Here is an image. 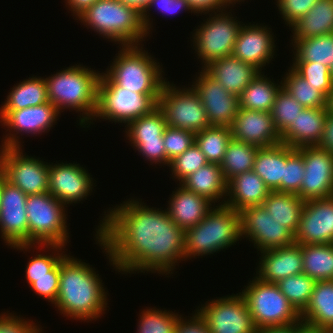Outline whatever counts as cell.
<instances>
[{
  "mask_svg": "<svg viewBox=\"0 0 333 333\" xmlns=\"http://www.w3.org/2000/svg\"><path fill=\"white\" fill-rule=\"evenodd\" d=\"M0 149V166L6 181L20 188L27 196L48 192L47 162L26 156L21 147Z\"/></svg>",
  "mask_w": 333,
  "mask_h": 333,
  "instance_id": "12",
  "label": "cell"
},
{
  "mask_svg": "<svg viewBox=\"0 0 333 333\" xmlns=\"http://www.w3.org/2000/svg\"><path fill=\"white\" fill-rule=\"evenodd\" d=\"M92 179L79 163H49L48 192L66 207L87 198L94 188Z\"/></svg>",
  "mask_w": 333,
  "mask_h": 333,
  "instance_id": "19",
  "label": "cell"
},
{
  "mask_svg": "<svg viewBox=\"0 0 333 333\" xmlns=\"http://www.w3.org/2000/svg\"><path fill=\"white\" fill-rule=\"evenodd\" d=\"M294 241L301 245L333 243V196L305 201Z\"/></svg>",
  "mask_w": 333,
  "mask_h": 333,
  "instance_id": "20",
  "label": "cell"
},
{
  "mask_svg": "<svg viewBox=\"0 0 333 333\" xmlns=\"http://www.w3.org/2000/svg\"><path fill=\"white\" fill-rule=\"evenodd\" d=\"M180 185L168 201L166 209L169 217L183 231L196 226L215 206L207 198L202 197Z\"/></svg>",
  "mask_w": 333,
  "mask_h": 333,
  "instance_id": "26",
  "label": "cell"
},
{
  "mask_svg": "<svg viewBox=\"0 0 333 333\" xmlns=\"http://www.w3.org/2000/svg\"><path fill=\"white\" fill-rule=\"evenodd\" d=\"M257 333H295V324L288 326L264 327L258 329Z\"/></svg>",
  "mask_w": 333,
  "mask_h": 333,
  "instance_id": "59",
  "label": "cell"
},
{
  "mask_svg": "<svg viewBox=\"0 0 333 333\" xmlns=\"http://www.w3.org/2000/svg\"><path fill=\"white\" fill-rule=\"evenodd\" d=\"M59 114L61 113L50 101L21 110H0V122L8 128L6 131L9 130L0 147H22L19 141L20 135H16L20 133L21 135L23 133L27 135L45 133L56 123Z\"/></svg>",
  "mask_w": 333,
  "mask_h": 333,
  "instance_id": "15",
  "label": "cell"
},
{
  "mask_svg": "<svg viewBox=\"0 0 333 333\" xmlns=\"http://www.w3.org/2000/svg\"><path fill=\"white\" fill-rule=\"evenodd\" d=\"M295 333H330V331L300 320L295 324Z\"/></svg>",
  "mask_w": 333,
  "mask_h": 333,
  "instance_id": "58",
  "label": "cell"
},
{
  "mask_svg": "<svg viewBox=\"0 0 333 333\" xmlns=\"http://www.w3.org/2000/svg\"><path fill=\"white\" fill-rule=\"evenodd\" d=\"M126 126L128 140H151L163 138L167 123L163 112L156 107L149 114L130 121Z\"/></svg>",
  "mask_w": 333,
  "mask_h": 333,
  "instance_id": "41",
  "label": "cell"
},
{
  "mask_svg": "<svg viewBox=\"0 0 333 333\" xmlns=\"http://www.w3.org/2000/svg\"><path fill=\"white\" fill-rule=\"evenodd\" d=\"M174 333H211L206 321L199 314L196 309V312L190 319H183L182 315L178 319V323L175 327Z\"/></svg>",
  "mask_w": 333,
  "mask_h": 333,
  "instance_id": "54",
  "label": "cell"
},
{
  "mask_svg": "<svg viewBox=\"0 0 333 333\" xmlns=\"http://www.w3.org/2000/svg\"><path fill=\"white\" fill-rule=\"evenodd\" d=\"M276 284L290 304L301 314L309 304L316 281L301 273L284 278Z\"/></svg>",
  "mask_w": 333,
  "mask_h": 333,
  "instance_id": "40",
  "label": "cell"
},
{
  "mask_svg": "<svg viewBox=\"0 0 333 333\" xmlns=\"http://www.w3.org/2000/svg\"><path fill=\"white\" fill-rule=\"evenodd\" d=\"M303 273L317 281L333 280V243L301 245Z\"/></svg>",
  "mask_w": 333,
  "mask_h": 333,
  "instance_id": "35",
  "label": "cell"
},
{
  "mask_svg": "<svg viewBox=\"0 0 333 333\" xmlns=\"http://www.w3.org/2000/svg\"><path fill=\"white\" fill-rule=\"evenodd\" d=\"M108 210L95 236L116 271L167 275L184 260V231L166 209L128 199Z\"/></svg>",
  "mask_w": 333,
  "mask_h": 333,
  "instance_id": "1",
  "label": "cell"
},
{
  "mask_svg": "<svg viewBox=\"0 0 333 333\" xmlns=\"http://www.w3.org/2000/svg\"><path fill=\"white\" fill-rule=\"evenodd\" d=\"M303 155L305 174L297 195L303 201L333 196V154L319 146L297 148Z\"/></svg>",
  "mask_w": 333,
  "mask_h": 333,
  "instance_id": "16",
  "label": "cell"
},
{
  "mask_svg": "<svg viewBox=\"0 0 333 333\" xmlns=\"http://www.w3.org/2000/svg\"><path fill=\"white\" fill-rule=\"evenodd\" d=\"M163 140L169 166L173 159L195 143V133L167 126L163 134Z\"/></svg>",
  "mask_w": 333,
  "mask_h": 333,
  "instance_id": "48",
  "label": "cell"
},
{
  "mask_svg": "<svg viewBox=\"0 0 333 333\" xmlns=\"http://www.w3.org/2000/svg\"><path fill=\"white\" fill-rule=\"evenodd\" d=\"M304 174L302 153L297 148L288 145V159L284 164L283 178H281V192L297 194L300 191Z\"/></svg>",
  "mask_w": 333,
  "mask_h": 333,
  "instance_id": "46",
  "label": "cell"
},
{
  "mask_svg": "<svg viewBox=\"0 0 333 333\" xmlns=\"http://www.w3.org/2000/svg\"><path fill=\"white\" fill-rule=\"evenodd\" d=\"M262 73V74H261ZM260 72L242 91L239 96V108L270 112L276 95L282 88L280 84Z\"/></svg>",
  "mask_w": 333,
  "mask_h": 333,
  "instance_id": "33",
  "label": "cell"
},
{
  "mask_svg": "<svg viewBox=\"0 0 333 333\" xmlns=\"http://www.w3.org/2000/svg\"><path fill=\"white\" fill-rule=\"evenodd\" d=\"M180 184L191 192L207 198L214 205L223 197L224 200L222 199L217 205H225L227 182L219 164L207 163L186 177Z\"/></svg>",
  "mask_w": 333,
  "mask_h": 333,
  "instance_id": "28",
  "label": "cell"
},
{
  "mask_svg": "<svg viewBox=\"0 0 333 333\" xmlns=\"http://www.w3.org/2000/svg\"><path fill=\"white\" fill-rule=\"evenodd\" d=\"M231 5L234 6V4H236V2H241V1H244V0H227Z\"/></svg>",
  "mask_w": 333,
  "mask_h": 333,
  "instance_id": "63",
  "label": "cell"
},
{
  "mask_svg": "<svg viewBox=\"0 0 333 333\" xmlns=\"http://www.w3.org/2000/svg\"><path fill=\"white\" fill-rule=\"evenodd\" d=\"M287 159L288 145L284 143L258 148L253 171L262 178L271 191L281 192V178Z\"/></svg>",
  "mask_w": 333,
  "mask_h": 333,
  "instance_id": "29",
  "label": "cell"
},
{
  "mask_svg": "<svg viewBox=\"0 0 333 333\" xmlns=\"http://www.w3.org/2000/svg\"><path fill=\"white\" fill-rule=\"evenodd\" d=\"M256 276L268 283H278L280 280L303 273L301 244L260 251Z\"/></svg>",
  "mask_w": 333,
  "mask_h": 333,
  "instance_id": "23",
  "label": "cell"
},
{
  "mask_svg": "<svg viewBox=\"0 0 333 333\" xmlns=\"http://www.w3.org/2000/svg\"><path fill=\"white\" fill-rule=\"evenodd\" d=\"M122 4L137 9L143 13L149 6L151 0H117Z\"/></svg>",
  "mask_w": 333,
  "mask_h": 333,
  "instance_id": "60",
  "label": "cell"
},
{
  "mask_svg": "<svg viewBox=\"0 0 333 333\" xmlns=\"http://www.w3.org/2000/svg\"><path fill=\"white\" fill-rule=\"evenodd\" d=\"M22 244V245H16L13 246V248L17 250H25L28 251V248L34 247H42L45 249L48 248V250L51 248L52 255L49 253V255H43V254H37L35 257L31 258L26 266V279L29 284V286L32 284V277H41V276H51V269L66 255L63 254L62 248L64 250V245H57V244ZM27 249V250H26ZM60 250V251H59ZM57 252V253H56ZM60 252V253H59ZM62 252V253H61ZM56 253V255H55ZM54 254V255H53Z\"/></svg>",
  "mask_w": 333,
  "mask_h": 333,
  "instance_id": "42",
  "label": "cell"
},
{
  "mask_svg": "<svg viewBox=\"0 0 333 333\" xmlns=\"http://www.w3.org/2000/svg\"><path fill=\"white\" fill-rule=\"evenodd\" d=\"M65 255L60 260V283L54 303L60 313L81 321L100 318L107 306V292L95 268Z\"/></svg>",
  "mask_w": 333,
  "mask_h": 333,
  "instance_id": "2",
  "label": "cell"
},
{
  "mask_svg": "<svg viewBox=\"0 0 333 333\" xmlns=\"http://www.w3.org/2000/svg\"><path fill=\"white\" fill-rule=\"evenodd\" d=\"M240 238V212L226 205L213 206L202 221L184 231V261L227 249Z\"/></svg>",
  "mask_w": 333,
  "mask_h": 333,
  "instance_id": "4",
  "label": "cell"
},
{
  "mask_svg": "<svg viewBox=\"0 0 333 333\" xmlns=\"http://www.w3.org/2000/svg\"><path fill=\"white\" fill-rule=\"evenodd\" d=\"M194 14L203 15L209 12H220L225 10L230 3L227 0H186ZM225 8V9H224Z\"/></svg>",
  "mask_w": 333,
  "mask_h": 333,
  "instance_id": "55",
  "label": "cell"
},
{
  "mask_svg": "<svg viewBox=\"0 0 333 333\" xmlns=\"http://www.w3.org/2000/svg\"><path fill=\"white\" fill-rule=\"evenodd\" d=\"M327 110L329 113L333 114V89L330 91L327 98Z\"/></svg>",
  "mask_w": 333,
  "mask_h": 333,
  "instance_id": "61",
  "label": "cell"
},
{
  "mask_svg": "<svg viewBox=\"0 0 333 333\" xmlns=\"http://www.w3.org/2000/svg\"><path fill=\"white\" fill-rule=\"evenodd\" d=\"M78 19L119 46L140 45L148 35L142 13L117 0H98Z\"/></svg>",
  "mask_w": 333,
  "mask_h": 333,
  "instance_id": "5",
  "label": "cell"
},
{
  "mask_svg": "<svg viewBox=\"0 0 333 333\" xmlns=\"http://www.w3.org/2000/svg\"><path fill=\"white\" fill-rule=\"evenodd\" d=\"M119 49L121 50L118 51V56H115L104 74L113 83L129 91L143 95H160L166 78L162 75L159 62L154 60L143 46H120Z\"/></svg>",
  "mask_w": 333,
  "mask_h": 333,
  "instance_id": "6",
  "label": "cell"
},
{
  "mask_svg": "<svg viewBox=\"0 0 333 333\" xmlns=\"http://www.w3.org/2000/svg\"><path fill=\"white\" fill-rule=\"evenodd\" d=\"M293 62H317L331 68L333 63V34L292 39ZM294 43V44H293Z\"/></svg>",
  "mask_w": 333,
  "mask_h": 333,
  "instance_id": "36",
  "label": "cell"
},
{
  "mask_svg": "<svg viewBox=\"0 0 333 333\" xmlns=\"http://www.w3.org/2000/svg\"><path fill=\"white\" fill-rule=\"evenodd\" d=\"M327 115V107L304 108L299 112L296 120L291 122V125L280 135L281 143L292 148L318 145Z\"/></svg>",
  "mask_w": 333,
  "mask_h": 333,
  "instance_id": "25",
  "label": "cell"
},
{
  "mask_svg": "<svg viewBox=\"0 0 333 333\" xmlns=\"http://www.w3.org/2000/svg\"><path fill=\"white\" fill-rule=\"evenodd\" d=\"M271 190L253 170L236 175L227 182L225 205L241 212L251 206L262 205ZM230 198V199H229Z\"/></svg>",
  "mask_w": 333,
  "mask_h": 333,
  "instance_id": "27",
  "label": "cell"
},
{
  "mask_svg": "<svg viewBox=\"0 0 333 333\" xmlns=\"http://www.w3.org/2000/svg\"><path fill=\"white\" fill-rule=\"evenodd\" d=\"M270 27L243 24L236 39L233 55L243 62L250 63L262 72L270 63L275 52L274 36ZM272 33V34H271Z\"/></svg>",
  "mask_w": 333,
  "mask_h": 333,
  "instance_id": "22",
  "label": "cell"
},
{
  "mask_svg": "<svg viewBox=\"0 0 333 333\" xmlns=\"http://www.w3.org/2000/svg\"><path fill=\"white\" fill-rule=\"evenodd\" d=\"M258 147L231 139L220 164L226 182L243 172L252 171Z\"/></svg>",
  "mask_w": 333,
  "mask_h": 333,
  "instance_id": "37",
  "label": "cell"
},
{
  "mask_svg": "<svg viewBox=\"0 0 333 333\" xmlns=\"http://www.w3.org/2000/svg\"><path fill=\"white\" fill-rule=\"evenodd\" d=\"M160 95H143L113 83L104 72L98 85L97 112L94 118L128 124L157 107Z\"/></svg>",
  "mask_w": 333,
  "mask_h": 333,
  "instance_id": "9",
  "label": "cell"
},
{
  "mask_svg": "<svg viewBox=\"0 0 333 333\" xmlns=\"http://www.w3.org/2000/svg\"><path fill=\"white\" fill-rule=\"evenodd\" d=\"M253 278L239 293L244 297L257 329L288 326L301 320L300 314L282 294L277 284Z\"/></svg>",
  "mask_w": 333,
  "mask_h": 333,
  "instance_id": "7",
  "label": "cell"
},
{
  "mask_svg": "<svg viewBox=\"0 0 333 333\" xmlns=\"http://www.w3.org/2000/svg\"><path fill=\"white\" fill-rule=\"evenodd\" d=\"M320 148L326 149L333 154V114L328 112L325 120L324 130L319 144Z\"/></svg>",
  "mask_w": 333,
  "mask_h": 333,
  "instance_id": "56",
  "label": "cell"
},
{
  "mask_svg": "<svg viewBox=\"0 0 333 333\" xmlns=\"http://www.w3.org/2000/svg\"><path fill=\"white\" fill-rule=\"evenodd\" d=\"M231 139L229 127L210 126L195 134V144L205 155L208 163L219 165Z\"/></svg>",
  "mask_w": 333,
  "mask_h": 333,
  "instance_id": "38",
  "label": "cell"
},
{
  "mask_svg": "<svg viewBox=\"0 0 333 333\" xmlns=\"http://www.w3.org/2000/svg\"><path fill=\"white\" fill-rule=\"evenodd\" d=\"M208 301L203 306L201 304V308L198 306L197 311L211 333H257L247 303L240 293Z\"/></svg>",
  "mask_w": 333,
  "mask_h": 333,
  "instance_id": "13",
  "label": "cell"
},
{
  "mask_svg": "<svg viewBox=\"0 0 333 333\" xmlns=\"http://www.w3.org/2000/svg\"><path fill=\"white\" fill-rule=\"evenodd\" d=\"M330 72H331V74H332V76H333V63H332V65H331Z\"/></svg>",
  "mask_w": 333,
  "mask_h": 333,
  "instance_id": "64",
  "label": "cell"
},
{
  "mask_svg": "<svg viewBox=\"0 0 333 333\" xmlns=\"http://www.w3.org/2000/svg\"><path fill=\"white\" fill-rule=\"evenodd\" d=\"M282 79V87L304 108L327 107V98L291 67Z\"/></svg>",
  "mask_w": 333,
  "mask_h": 333,
  "instance_id": "39",
  "label": "cell"
},
{
  "mask_svg": "<svg viewBox=\"0 0 333 333\" xmlns=\"http://www.w3.org/2000/svg\"><path fill=\"white\" fill-rule=\"evenodd\" d=\"M4 180H5L4 172L2 170V167L0 166V200H1L2 185Z\"/></svg>",
  "mask_w": 333,
  "mask_h": 333,
  "instance_id": "62",
  "label": "cell"
},
{
  "mask_svg": "<svg viewBox=\"0 0 333 333\" xmlns=\"http://www.w3.org/2000/svg\"><path fill=\"white\" fill-rule=\"evenodd\" d=\"M281 18L291 27L318 2V0H276Z\"/></svg>",
  "mask_w": 333,
  "mask_h": 333,
  "instance_id": "50",
  "label": "cell"
},
{
  "mask_svg": "<svg viewBox=\"0 0 333 333\" xmlns=\"http://www.w3.org/2000/svg\"><path fill=\"white\" fill-rule=\"evenodd\" d=\"M230 129L233 139L258 148L281 143L270 112L239 108Z\"/></svg>",
  "mask_w": 333,
  "mask_h": 333,
  "instance_id": "21",
  "label": "cell"
},
{
  "mask_svg": "<svg viewBox=\"0 0 333 333\" xmlns=\"http://www.w3.org/2000/svg\"><path fill=\"white\" fill-rule=\"evenodd\" d=\"M191 85L206 110L210 126L229 127L239 109V97L229 93L204 69Z\"/></svg>",
  "mask_w": 333,
  "mask_h": 333,
  "instance_id": "17",
  "label": "cell"
},
{
  "mask_svg": "<svg viewBox=\"0 0 333 333\" xmlns=\"http://www.w3.org/2000/svg\"><path fill=\"white\" fill-rule=\"evenodd\" d=\"M304 204L305 201L295 193L271 191L262 206L294 235L298 229Z\"/></svg>",
  "mask_w": 333,
  "mask_h": 333,
  "instance_id": "32",
  "label": "cell"
},
{
  "mask_svg": "<svg viewBox=\"0 0 333 333\" xmlns=\"http://www.w3.org/2000/svg\"><path fill=\"white\" fill-rule=\"evenodd\" d=\"M304 107L283 87L276 95L270 111L276 130L281 135L294 122Z\"/></svg>",
  "mask_w": 333,
  "mask_h": 333,
  "instance_id": "43",
  "label": "cell"
},
{
  "mask_svg": "<svg viewBox=\"0 0 333 333\" xmlns=\"http://www.w3.org/2000/svg\"><path fill=\"white\" fill-rule=\"evenodd\" d=\"M291 68L326 98L333 89V76L330 68L317 62H292Z\"/></svg>",
  "mask_w": 333,
  "mask_h": 333,
  "instance_id": "45",
  "label": "cell"
},
{
  "mask_svg": "<svg viewBox=\"0 0 333 333\" xmlns=\"http://www.w3.org/2000/svg\"><path fill=\"white\" fill-rule=\"evenodd\" d=\"M155 6L158 7L157 9H160L159 12H161L162 14H176L177 12H179L178 10L181 11V9L182 11L184 9L185 11L193 13L186 0H151L148 8L142 13L143 23L148 32V35L150 34L149 32L153 27V25H151L153 23L150 21L149 18L150 15L148 14H150L149 10Z\"/></svg>",
  "mask_w": 333,
  "mask_h": 333,
  "instance_id": "53",
  "label": "cell"
},
{
  "mask_svg": "<svg viewBox=\"0 0 333 333\" xmlns=\"http://www.w3.org/2000/svg\"><path fill=\"white\" fill-rule=\"evenodd\" d=\"M66 206L49 192L28 195L26 213L28 244H57L68 242Z\"/></svg>",
  "mask_w": 333,
  "mask_h": 333,
  "instance_id": "8",
  "label": "cell"
},
{
  "mask_svg": "<svg viewBox=\"0 0 333 333\" xmlns=\"http://www.w3.org/2000/svg\"><path fill=\"white\" fill-rule=\"evenodd\" d=\"M66 7L72 11L76 18L81 16L88 8H90L98 0H65Z\"/></svg>",
  "mask_w": 333,
  "mask_h": 333,
  "instance_id": "57",
  "label": "cell"
},
{
  "mask_svg": "<svg viewBox=\"0 0 333 333\" xmlns=\"http://www.w3.org/2000/svg\"><path fill=\"white\" fill-rule=\"evenodd\" d=\"M5 313L0 315V333H42V328L33 321Z\"/></svg>",
  "mask_w": 333,
  "mask_h": 333,
  "instance_id": "52",
  "label": "cell"
},
{
  "mask_svg": "<svg viewBox=\"0 0 333 333\" xmlns=\"http://www.w3.org/2000/svg\"><path fill=\"white\" fill-rule=\"evenodd\" d=\"M241 238H248L258 251L291 246L294 235L280 224L262 205L240 212ZM251 239V240H250Z\"/></svg>",
  "mask_w": 333,
  "mask_h": 333,
  "instance_id": "14",
  "label": "cell"
},
{
  "mask_svg": "<svg viewBox=\"0 0 333 333\" xmlns=\"http://www.w3.org/2000/svg\"><path fill=\"white\" fill-rule=\"evenodd\" d=\"M207 163L205 155L194 143L170 162L169 169H171L174 179H177V182L179 181L180 184L186 177Z\"/></svg>",
  "mask_w": 333,
  "mask_h": 333,
  "instance_id": "47",
  "label": "cell"
},
{
  "mask_svg": "<svg viewBox=\"0 0 333 333\" xmlns=\"http://www.w3.org/2000/svg\"><path fill=\"white\" fill-rule=\"evenodd\" d=\"M13 87L0 110H21L49 102L44 77L32 76Z\"/></svg>",
  "mask_w": 333,
  "mask_h": 333,
  "instance_id": "34",
  "label": "cell"
},
{
  "mask_svg": "<svg viewBox=\"0 0 333 333\" xmlns=\"http://www.w3.org/2000/svg\"><path fill=\"white\" fill-rule=\"evenodd\" d=\"M60 283V261L51 269V276L32 277V288L40 297L52 304L58 297Z\"/></svg>",
  "mask_w": 333,
  "mask_h": 333,
  "instance_id": "49",
  "label": "cell"
},
{
  "mask_svg": "<svg viewBox=\"0 0 333 333\" xmlns=\"http://www.w3.org/2000/svg\"><path fill=\"white\" fill-rule=\"evenodd\" d=\"M90 69L76 64L45 78L48 100L59 112L66 108L82 112L79 125L84 128L95 118L101 78L100 71Z\"/></svg>",
  "mask_w": 333,
  "mask_h": 333,
  "instance_id": "3",
  "label": "cell"
},
{
  "mask_svg": "<svg viewBox=\"0 0 333 333\" xmlns=\"http://www.w3.org/2000/svg\"><path fill=\"white\" fill-rule=\"evenodd\" d=\"M212 12L194 31L193 46L202 69L216 59L232 55L242 23L234 19L231 12ZM214 14V15H213ZM236 20V21H235Z\"/></svg>",
  "mask_w": 333,
  "mask_h": 333,
  "instance_id": "10",
  "label": "cell"
},
{
  "mask_svg": "<svg viewBox=\"0 0 333 333\" xmlns=\"http://www.w3.org/2000/svg\"><path fill=\"white\" fill-rule=\"evenodd\" d=\"M204 70L229 93L238 97L261 72L254 65L243 62L233 54L214 60Z\"/></svg>",
  "mask_w": 333,
  "mask_h": 333,
  "instance_id": "24",
  "label": "cell"
},
{
  "mask_svg": "<svg viewBox=\"0 0 333 333\" xmlns=\"http://www.w3.org/2000/svg\"><path fill=\"white\" fill-rule=\"evenodd\" d=\"M27 195L4 180L0 200V230L4 242L11 248L28 244Z\"/></svg>",
  "mask_w": 333,
  "mask_h": 333,
  "instance_id": "18",
  "label": "cell"
},
{
  "mask_svg": "<svg viewBox=\"0 0 333 333\" xmlns=\"http://www.w3.org/2000/svg\"><path fill=\"white\" fill-rule=\"evenodd\" d=\"M179 317L172 311L147 307L141 312L137 333H174Z\"/></svg>",
  "mask_w": 333,
  "mask_h": 333,
  "instance_id": "44",
  "label": "cell"
},
{
  "mask_svg": "<svg viewBox=\"0 0 333 333\" xmlns=\"http://www.w3.org/2000/svg\"><path fill=\"white\" fill-rule=\"evenodd\" d=\"M293 39L333 34V0L318 2L291 27Z\"/></svg>",
  "mask_w": 333,
  "mask_h": 333,
  "instance_id": "31",
  "label": "cell"
},
{
  "mask_svg": "<svg viewBox=\"0 0 333 333\" xmlns=\"http://www.w3.org/2000/svg\"><path fill=\"white\" fill-rule=\"evenodd\" d=\"M301 321L333 331V280L317 281Z\"/></svg>",
  "mask_w": 333,
  "mask_h": 333,
  "instance_id": "30",
  "label": "cell"
},
{
  "mask_svg": "<svg viewBox=\"0 0 333 333\" xmlns=\"http://www.w3.org/2000/svg\"><path fill=\"white\" fill-rule=\"evenodd\" d=\"M157 107L163 112L167 126L198 133L210 127L206 110L192 87L180 89L165 81Z\"/></svg>",
  "mask_w": 333,
  "mask_h": 333,
  "instance_id": "11",
  "label": "cell"
},
{
  "mask_svg": "<svg viewBox=\"0 0 333 333\" xmlns=\"http://www.w3.org/2000/svg\"><path fill=\"white\" fill-rule=\"evenodd\" d=\"M131 146L138 150L150 163L168 165L163 138L151 140H130Z\"/></svg>",
  "mask_w": 333,
  "mask_h": 333,
  "instance_id": "51",
  "label": "cell"
}]
</instances>
